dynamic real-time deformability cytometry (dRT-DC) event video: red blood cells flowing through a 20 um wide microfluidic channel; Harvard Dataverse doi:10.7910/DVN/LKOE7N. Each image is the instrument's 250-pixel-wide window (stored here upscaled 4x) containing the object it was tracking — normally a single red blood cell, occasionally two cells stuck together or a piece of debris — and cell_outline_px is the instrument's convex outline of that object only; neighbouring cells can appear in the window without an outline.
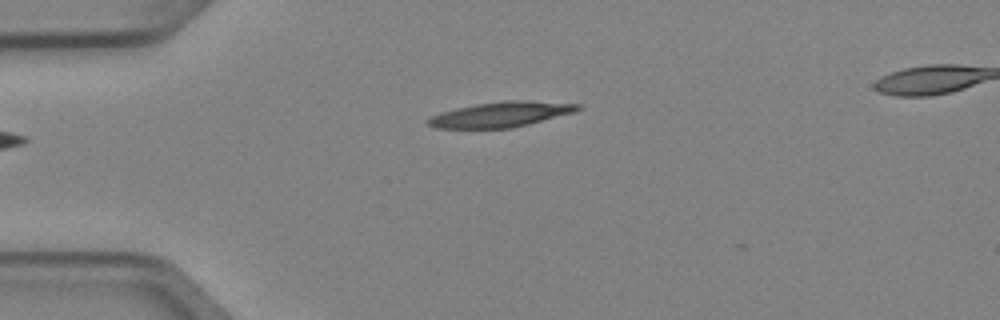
{"species": "Egyptian fruit bat (a non-hibernating species)", "species_latin": "Rousettus aegyptiacus", "temperature_condition": "cold", "stored_images_in_passage": 4, "camera_frame_rate_fps": 3000, "um_per_image_px": 0.085, "animal": {"sex": "female"}, "frame": {"image": 1, "passage_image": 4, "time_ms": 1.0, "image_size_px": [1000, 320], "cell_outline_px": [[584, 108], [576, 112], [512, 128], [436, 128], [428, 124], [428, 120], [432, 116], [440, 112], [456, 108], [476, 104], [504, 100], [524, 100], [580, 104]], "centroid_in_image_um": [42.63, 9.72], "position_along_channel_um": 42.4, "area_um2": 21.96}}